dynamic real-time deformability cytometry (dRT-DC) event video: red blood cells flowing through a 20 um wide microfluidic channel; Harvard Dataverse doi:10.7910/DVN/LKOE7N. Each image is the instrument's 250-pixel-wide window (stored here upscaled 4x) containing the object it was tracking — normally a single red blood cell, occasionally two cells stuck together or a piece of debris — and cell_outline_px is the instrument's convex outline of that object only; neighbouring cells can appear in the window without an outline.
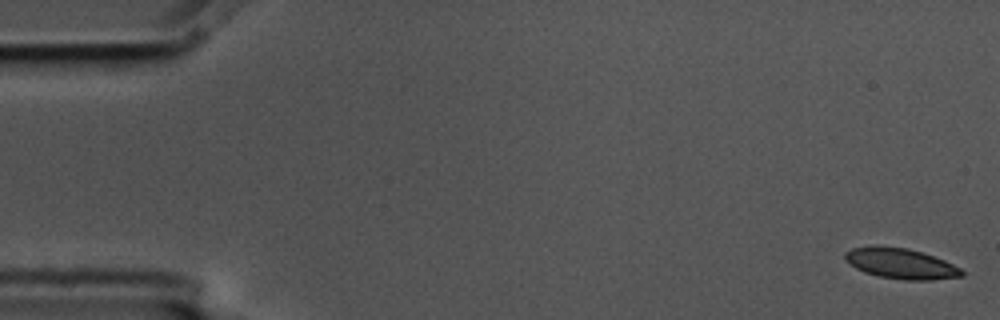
{"species": "common noctule bat (a hibernating species)", "species_latin": "Nyctalus noctula", "temperature_condition": "cold", "stored_images_in_passage": 3, "camera_frame_rate_fps": 3000, "um_per_image_px": 0.085, "animal": {"sex": "male", "body_mass_g": 17.5, "forearm_length_mm": 52.3}, "frame": {"image": 1, "passage_image": 1, "time_ms": 0.0, "image_size_px": [1000, 320], "cell_outline_px": [[964, 276], [932, 280], [904, 280], [880, 276], [864, 272], [856, 268], [844, 260], [844, 252], [852, 248], [908, 248], [944, 260], [960, 268], [964, 272]], "centroid_in_image_um": [76.6, 22.44], "position_along_channel_um": 8.4, "area_um2": 20.11}}